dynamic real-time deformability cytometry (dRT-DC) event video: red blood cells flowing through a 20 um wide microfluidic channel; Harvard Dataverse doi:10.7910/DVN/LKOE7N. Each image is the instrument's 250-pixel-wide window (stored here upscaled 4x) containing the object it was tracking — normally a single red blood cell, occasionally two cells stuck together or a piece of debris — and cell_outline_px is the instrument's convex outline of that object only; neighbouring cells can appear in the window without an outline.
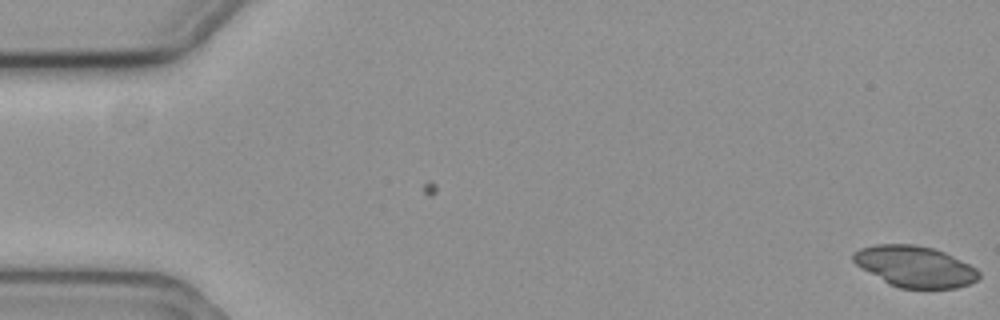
{"species": "common noctule bat (a hibernating species)", "species_latin": "Nyctalus noctula", "temperature_condition": "cold", "stored_images_in_passage": 2, "camera_frame_rate_fps": 3000, "um_per_image_px": 0.085, "animal": {"sex": "female", "body_mass_g": 19.3, "forearm_length_mm": 54.1}, "frame": {"image": 1, "passage_image": 2, "time_ms": 0.333, "image_size_px": [1000, 320], "cell_outline_px": [[980, 276], [976, 280], [968, 284], [956, 288], [900, 288], [888, 284], [856, 264], [852, 260], [852, 252], [860, 248], [876, 244], [916, 244], [932, 248], [944, 252], [976, 268], [980, 272]], "centroid_in_image_um": [77.74, 22.64], "position_along_channel_um": 7.3, "area_um2": 29.94}}